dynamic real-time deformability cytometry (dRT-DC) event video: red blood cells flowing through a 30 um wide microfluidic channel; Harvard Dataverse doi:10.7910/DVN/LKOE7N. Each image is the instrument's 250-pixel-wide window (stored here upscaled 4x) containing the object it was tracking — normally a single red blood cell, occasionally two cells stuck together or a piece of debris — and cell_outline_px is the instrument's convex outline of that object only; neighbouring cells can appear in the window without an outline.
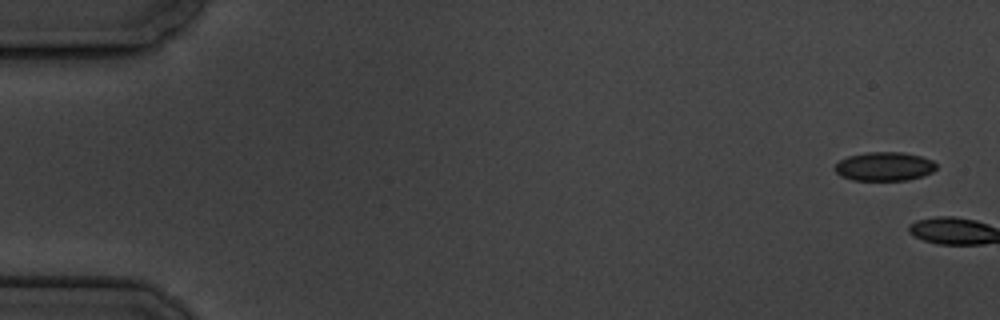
{"species": "common noctule bat (a hibernating species)", "species_latin": "Nyctalus noctula", "temperature_condition": "cold", "stored_images_in_passage": 2, "camera_frame_rate_fps": 3000, "um_per_image_px": 0.085, "animal": {"sex": "male", "body_mass_g": 19.5, "forearm_length_mm": 54.6}, "frame": {"image": 1, "passage_image": 1, "time_ms": 0.0, "image_size_px": [1000, 320], "cell_outline_px": [[936, 168], [932, 172], [924, 176], [908, 180], [852, 180], [840, 176], [832, 168], [840, 160], [848, 156], [864, 152], [904, 152], [920, 156], [932, 160], [936, 164]], "centroid_in_image_um": [75.15, 14.15], "position_along_channel_um": 9.8, "area_um2": 17.22}}